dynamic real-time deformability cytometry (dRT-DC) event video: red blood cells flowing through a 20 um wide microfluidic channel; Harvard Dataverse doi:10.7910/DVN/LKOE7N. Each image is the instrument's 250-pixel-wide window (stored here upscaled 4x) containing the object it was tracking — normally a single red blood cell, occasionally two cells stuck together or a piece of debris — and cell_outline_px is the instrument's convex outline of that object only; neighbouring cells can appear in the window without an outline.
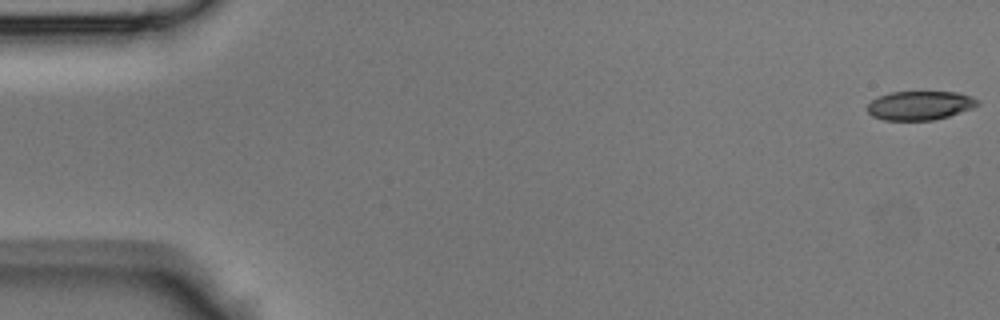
{"species": "Egyptian fruit bat (a non-hibernating species)", "species_latin": "Rousettus aegyptiacus", "temperature_condition": "room temperature", "stored_images_in_passage": 42, "camera_frame_rate_fps": 3000, "um_per_image_px": 0.085, "animal": {"sex": "male"}, "frame": {"image": 1, "passage_image": 1, "time_ms": 0.0, "image_size_px": [1000, 320], "cell_outline_px": [[980, 104], [972, 108], [948, 116], [932, 120], [884, 120], [872, 116], [868, 112], [868, 104], [872, 100], [880, 96], [892, 92], [960, 92], [972, 96], [980, 100]], "centroid_in_image_um": [78.23, 8.96], "position_along_channel_um": 6.8, "area_um2": 18.55}}
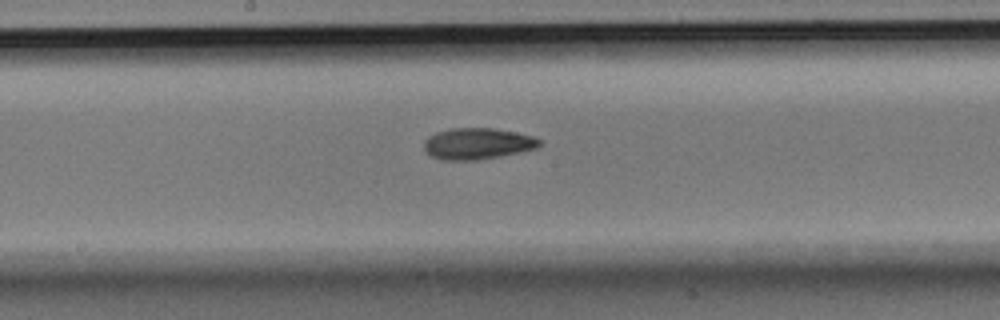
{"frame": {"image": 2, "passage_image": 23, "time_ms": 7.333, "image_size_px": [1000, 320], "cell_outline_px": [[540, 144], [536, 148], [520, 152], [500, 156], [476, 160], [444, 160], [432, 156], [424, 148], [424, 140], [428, 136], [436, 132], [452, 128], [492, 128], [516, 132], [532, 136], [540, 140]], "centroid_in_image_um": [40.57, 12.2], "position_along_channel_um": 207.6, "area_um2": 20.92}}
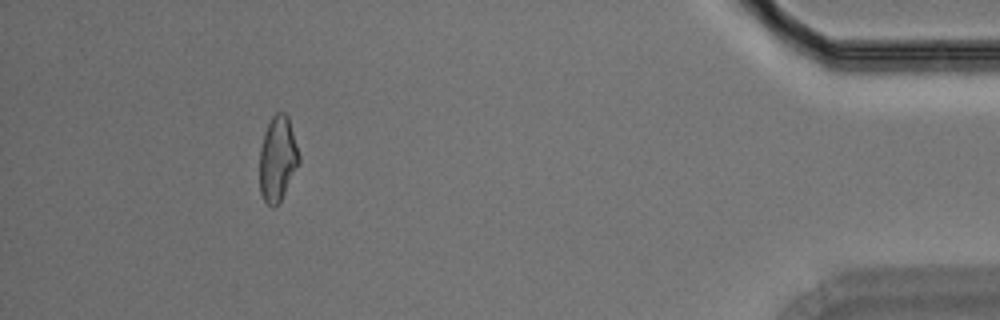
{"frame": {"image": 3, "passage_image": 40, "time_ms": 13.0, "image_size_px": [1000, 320], "cell_outline_px": [[300, 164], [280, 200], [272, 208], [264, 200], [260, 192], [260, 148], [264, 132], [272, 116], [276, 112], [284, 112], [288, 116], [300, 156]], "centroid_in_image_um": [23.6, 13.47], "position_along_channel_um": 411.6, "area_um2": 19.48}}